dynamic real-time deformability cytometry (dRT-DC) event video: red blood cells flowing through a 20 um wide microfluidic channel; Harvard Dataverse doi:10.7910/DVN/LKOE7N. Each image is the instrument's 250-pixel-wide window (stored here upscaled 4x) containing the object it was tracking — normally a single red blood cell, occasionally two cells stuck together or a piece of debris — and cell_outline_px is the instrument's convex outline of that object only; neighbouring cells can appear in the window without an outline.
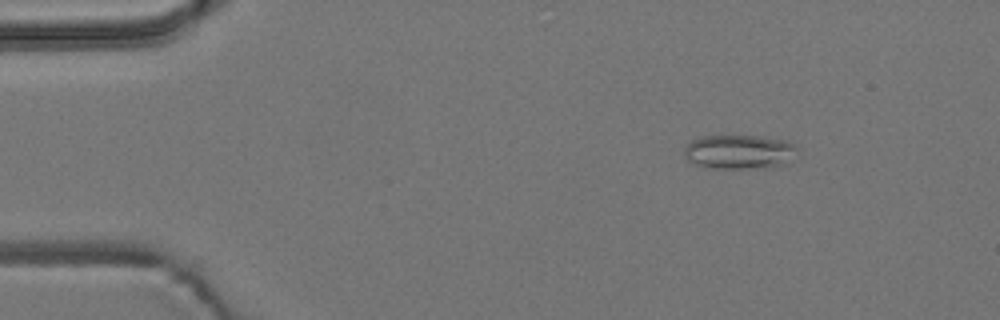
{"species": "common noctule bat (a hibernating species)", "species_latin": "Nyctalus noctula", "temperature_condition": "room temperature", "stored_images_in_passage": 4, "camera_frame_rate_fps": 3000, "um_per_image_px": 0.085, "animal": {"sex": "male", "body_mass_g": 19.2, "forearm_length_mm": 51.8}, "frame": {"image": 1, "passage_image": 2, "time_ms": 0.333, "image_size_px": [1000, 320], "cell_outline_px": [[796, 148], [784, 164], [772, 168], [708, 168], [692, 164], [688, 160], [684, 152], [684, 148], [692, 140], [700, 136], [760, 136], [784, 140], [792, 144]], "centroid_in_image_um": [62.75, 12.92], "position_along_channel_um": 22.2, "area_um2": 22.37}}